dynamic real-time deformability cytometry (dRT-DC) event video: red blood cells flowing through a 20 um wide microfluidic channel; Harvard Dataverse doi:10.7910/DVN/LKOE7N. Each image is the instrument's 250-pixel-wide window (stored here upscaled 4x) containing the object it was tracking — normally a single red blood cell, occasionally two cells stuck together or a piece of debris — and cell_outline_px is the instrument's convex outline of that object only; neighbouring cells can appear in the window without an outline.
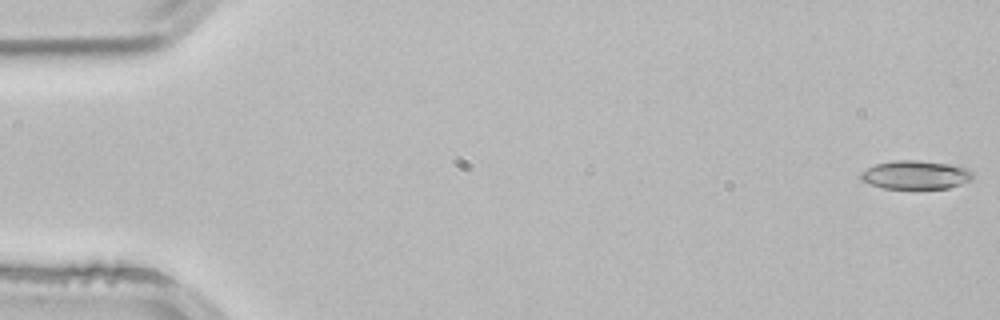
{"species": "common noctule bat (a hibernating species)", "species_latin": "Nyctalus noctula", "temperature_condition": "room temperature", "stored_images_in_passage": 5, "segment_of_instrument_passage": [2, 2], "camera_frame_rate_fps": 3000, "um_per_image_px": 0.085, "animal": {"sex": "male", "body_mass_g": 21.5, "forearm_length_mm": 52.0}, "frame": {"image": 1, "passage_image": 5, "time_ms": 1.333, "image_size_px": [1000, 320], "cell_outline_px": [[972, 180], [948, 188], [884, 188], [872, 184], [864, 180], [860, 176], [860, 172], [876, 164], [892, 160], [916, 160], [960, 164], [968, 168], [972, 172]], "centroid_in_image_um": [77.9, 14.83], "position_along_channel_um": 7.1, "area_um2": 18.73}}